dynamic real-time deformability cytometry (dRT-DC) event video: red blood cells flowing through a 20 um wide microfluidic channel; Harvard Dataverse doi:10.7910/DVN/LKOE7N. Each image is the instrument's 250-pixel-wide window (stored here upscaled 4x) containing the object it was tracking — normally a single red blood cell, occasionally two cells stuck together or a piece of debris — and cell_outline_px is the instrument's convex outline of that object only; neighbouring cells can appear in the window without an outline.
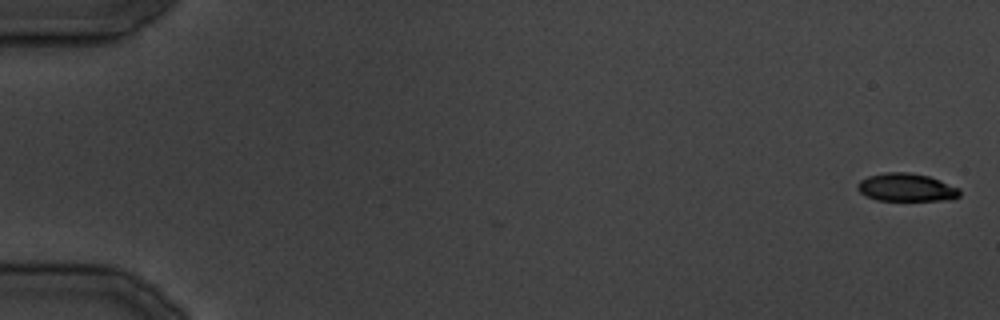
{"species": "common noctule bat (a hibernating species)", "species_latin": "Nyctalus noctula", "temperature_condition": "cold", "stored_images_in_passage": 6, "camera_frame_rate_fps": 3000, "um_per_image_px": 0.085, "animal": {"sex": "male", "body_mass_g": 19.5, "forearm_length_mm": 54.6}, "frame": {"image": 1, "passage_image": 1, "time_ms": 0.0, "image_size_px": [1000, 320], "cell_outline_px": [[960, 196], [952, 200], [876, 200], [864, 196], [856, 188], [856, 184], [860, 180], [868, 176], [884, 172], [908, 172], [928, 176], [940, 180], [960, 188]], "centroid_in_image_um": [77.02, 15.93], "position_along_channel_um": 8.0, "area_um2": 16.88}}